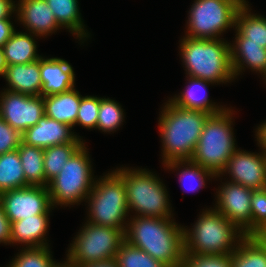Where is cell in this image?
<instances>
[{"label": "cell", "instance_id": "6da1fadb", "mask_svg": "<svg viewBox=\"0 0 266 267\" xmlns=\"http://www.w3.org/2000/svg\"><path fill=\"white\" fill-rule=\"evenodd\" d=\"M125 241L147 252L168 267L184 261L183 226L171 218L134 216L126 225Z\"/></svg>", "mask_w": 266, "mask_h": 267}, {"label": "cell", "instance_id": "7a4b0ae2", "mask_svg": "<svg viewBox=\"0 0 266 267\" xmlns=\"http://www.w3.org/2000/svg\"><path fill=\"white\" fill-rule=\"evenodd\" d=\"M211 114L188 110L165 103L159 118L163 146V164L173 161H190L205 122Z\"/></svg>", "mask_w": 266, "mask_h": 267}, {"label": "cell", "instance_id": "3957f363", "mask_svg": "<svg viewBox=\"0 0 266 267\" xmlns=\"http://www.w3.org/2000/svg\"><path fill=\"white\" fill-rule=\"evenodd\" d=\"M204 211L190 231L183 227L184 254H232L246 235L215 209Z\"/></svg>", "mask_w": 266, "mask_h": 267}, {"label": "cell", "instance_id": "277c9868", "mask_svg": "<svg viewBox=\"0 0 266 267\" xmlns=\"http://www.w3.org/2000/svg\"><path fill=\"white\" fill-rule=\"evenodd\" d=\"M182 61L187 76L211 84L226 83L235 78L230 45L221 39H196L183 37L180 42Z\"/></svg>", "mask_w": 266, "mask_h": 267}, {"label": "cell", "instance_id": "5b68a950", "mask_svg": "<svg viewBox=\"0 0 266 267\" xmlns=\"http://www.w3.org/2000/svg\"><path fill=\"white\" fill-rule=\"evenodd\" d=\"M232 111L225 108L209 116L190 160L211 171L216 177H220L237 149L231 127Z\"/></svg>", "mask_w": 266, "mask_h": 267}, {"label": "cell", "instance_id": "8992f818", "mask_svg": "<svg viewBox=\"0 0 266 267\" xmlns=\"http://www.w3.org/2000/svg\"><path fill=\"white\" fill-rule=\"evenodd\" d=\"M115 171L124 181L128 211L135 210L137 216L172 218L167 189L156 175L141 168Z\"/></svg>", "mask_w": 266, "mask_h": 267}, {"label": "cell", "instance_id": "52a82bcc", "mask_svg": "<svg viewBox=\"0 0 266 267\" xmlns=\"http://www.w3.org/2000/svg\"><path fill=\"white\" fill-rule=\"evenodd\" d=\"M89 219L96 225L125 229L128 215V202L123 178L112 171L94 182L87 196Z\"/></svg>", "mask_w": 266, "mask_h": 267}, {"label": "cell", "instance_id": "ba28073f", "mask_svg": "<svg viewBox=\"0 0 266 267\" xmlns=\"http://www.w3.org/2000/svg\"><path fill=\"white\" fill-rule=\"evenodd\" d=\"M85 143L69 158L48 184L52 207L80 204L94 186L91 161ZM80 202V203H79Z\"/></svg>", "mask_w": 266, "mask_h": 267}, {"label": "cell", "instance_id": "9c48e42d", "mask_svg": "<svg viewBox=\"0 0 266 267\" xmlns=\"http://www.w3.org/2000/svg\"><path fill=\"white\" fill-rule=\"evenodd\" d=\"M246 0H195L189 11L187 34L196 39H218L234 28L238 10Z\"/></svg>", "mask_w": 266, "mask_h": 267}, {"label": "cell", "instance_id": "30bf717a", "mask_svg": "<svg viewBox=\"0 0 266 267\" xmlns=\"http://www.w3.org/2000/svg\"><path fill=\"white\" fill-rule=\"evenodd\" d=\"M68 250L67 257L79 266L115 258L125 240V229L84 224Z\"/></svg>", "mask_w": 266, "mask_h": 267}, {"label": "cell", "instance_id": "8fae6325", "mask_svg": "<svg viewBox=\"0 0 266 267\" xmlns=\"http://www.w3.org/2000/svg\"><path fill=\"white\" fill-rule=\"evenodd\" d=\"M4 212L12 222L33 215L49 214L52 204L48 187L28 186L0 193Z\"/></svg>", "mask_w": 266, "mask_h": 267}, {"label": "cell", "instance_id": "7c38bea8", "mask_svg": "<svg viewBox=\"0 0 266 267\" xmlns=\"http://www.w3.org/2000/svg\"><path fill=\"white\" fill-rule=\"evenodd\" d=\"M45 115L44 97L5 90L0 95V117L23 133Z\"/></svg>", "mask_w": 266, "mask_h": 267}, {"label": "cell", "instance_id": "4fadbf2b", "mask_svg": "<svg viewBox=\"0 0 266 267\" xmlns=\"http://www.w3.org/2000/svg\"><path fill=\"white\" fill-rule=\"evenodd\" d=\"M252 189L226 182L217 192L215 210L237 225L246 236H251Z\"/></svg>", "mask_w": 266, "mask_h": 267}, {"label": "cell", "instance_id": "5bb4252c", "mask_svg": "<svg viewBox=\"0 0 266 267\" xmlns=\"http://www.w3.org/2000/svg\"><path fill=\"white\" fill-rule=\"evenodd\" d=\"M229 173L231 182L252 190L266 188V153L260 154L236 149L220 175Z\"/></svg>", "mask_w": 266, "mask_h": 267}, {"label": "cell", "instance_id": "9a60e30c", "mask_svg": "<svg viewBox=\"0 0 266 267\" xmlns=\"http://www.w3.org/2000/svg\"><path fill=\"white\" fill-rule=\"evenodd\" d=\"M71 129L69 125L44 115L36 125L22 133V143L43 149L67 143H84Z\"/></svg>", "mask_w": 266, "mask_h": 267}, {"label": "cell", "instance_id": "2e32d148", "mask_svg": "<svg viewBox=\"0 0 266 267\" xmlns=\"http://www.w3.org/2000/svg\"><path fill=\"white\" fill-rule=\"evenodd\" d=\"M16 6L17 19L36 37L50 35L61 27L46 0H19Z\"/></svg>", "mask_w": 266, "mask_h": 267}, {"label": "cell", "instance_id": "e0dca14e", "mask_svg": "<svg viewBox=\"0 0 266 267\" xmlns=\"http://www.w3.org/2000/svg\"><path fill=\"white\" fill-rule=\"evenodd\" d=\"M41 96L62 93L75 87L72 66L61 58H40Z\"/></svg>", "mask_w": 266, "mask_h": 267}, {"label": "cell", "instance_id": "ac0fdd59", "mask_svg": "<svg viewBox=\"0 0 266 267\" xmlns=\"http://www.w3.org/2000/svg\"><path fill=\"white\" fill-rule=\"evenodd\" d=\"M3 78L8 82L5 90L30 96L41 95L43 88L40 59L28 64L8 65Z\"/></svg>", "mask_w": 266, "mask_h": 267}, {"label": "cell", "instance_id": "d6986e66", "mask_svg": "<svg viewBox=\"0 0 266 267\" xmlns=\"http://www.w3.org/2000/svg\"><path fill=\"white\" fill-rule=\"evenodd\" d=\"M49 214L33 215L11 223V243H23L27 247H47L45 235L49 226Z\"/></svg>", "mask_w": 266, "mask_h": 267}, {"label": "cell", "instance_id": "ffe728a7", "mask_svg": "<svg viewBox=\"0 0 266 267\" xmlns=\"http://www.w3.org/2000/svg\"><path fill=\"white\" fill-rule=\"evenodd\" d=\"M44 97L45 116L73 128L76 125L82 95L75 88Z\"/></svg>", "mask_w": 266, "mask_h": 267}, {"label": "cell", "instance_id": "44dd1931", "mask_svg": "<svg viewBox=\"0 0 266 267\" xmlns=\"http://www.w3.org/2000/svg\"><path fill=\"white\" fill-rule=\"evenodd\" d=\"M248 9V3L245 2L238 10L234 43H254L260 44L261 48H266V18L251 14Z\"/></svg>", "mask_w": 266, "mask_h": 267}, {"label": "cell", "instance_id": "7402d4cb", "mask_svg": "<svg viewBox=\"0 0 266 267\" xmlns=\"http://www.w3.org/2000/svg\"><path fill=\"white\" fill-rule=\"evenodd\" d=\"M187 78L189 79V85L180 95H177L178 97L175 95V97L169 99L172 104L183 109L199 110L211 115L225 109L223 106H216L215 103L209 101L208 96L200 93L202 90H206V86L211 82L191 76Z\"/></svg>", "mask_w": 266, "mask_h": 267}, {"label": "cell", "instance_id": "603a6c76", "mask_svg": "<svg viewBox=\"0 0 266 267\" xmlns=\"http://www.w3.org/2000/svg\"><path fill=\"white\" fill-rule=\"evenodd\" d=\"M230 52L235 78L244 70V65L252 69V71H256V73L259 71V73L263 74L262 76L266 75V48H261L260 44H231Z\"/></svg>", "mask_w": 266, "mask_h": 267}, {"label": "cell", "instance_id": "cb8c5ba5", "mask_svg": "<svg viewBox=\"0 0 266 267\" xmlns=\"http://www.w3.org/2000/svg\"><path fill=\"white\" fill-rule=\"evenodd\" d=\"M29 32H14L2 47L7 65L28 64L41 58L37 54L36 41Z\"/></svg>", "mask_w": 266, "mask_h": 267}, {"label": "cell", "instance_id": "d4e9b609", "mask_svg": "<svg viewBox=\"0 0 266 267\" xmlns=\"http://www.w3.org/2000/svg\"><path fill=\"white\" fill-rule=\"evenodd\" d=\"M49 8L52 10L57 23L66 29L79 40L88 38L89 35L83 25L81 14L79 12L78 0H46Z\"/></svg>", "mask_w": 266, "mask_h": 267}, {"label": "cell", "instance_id": "484cf974", "mask_svg": "<svg viewBox=\"0 0 266 267\" xmlns=\"http://www.w3.org/2000/svg\"><path fill=\"white\" fill-rule=\"evenodd\" d=\"M18 154L22 163V168L26 182L32 186L48 187V182L45 180L44 172V149L35 146H28L20 143Z\"/></svg>", "mask_w": 266, "mask_h": 267}, {"label": "cell", "instance_id": "4316f807", "mask_svg": "<svg viewBox=\"0 0 266 267\" xmlns=\"http://www.w3.org/2000/svg\"><path fill=\"white\" fill-rule=\"evenodd\" d=\"M231 258L232 267H266V245L258 236H246Z\"/></svg>", "mask_w": 266, "mask_h": 267}, {"label": "cell", "instance_id": "83f0119b", "mask_svg": "<svg viewBox=\"0 0 266 267\" xmlns=\"http://www.w3.org/2000/svg\"><path fill=\"white\" fill-rule=\"evenodd\" d=\"M28 186L18 150L0 154V193Z\"/></svg>", "mask_w": 266, "mask_h": 267}, {"label": "cell", "instance_id": "f1b7e54d", "mask_svg": "<svg viewBox=\"0 0 266 267\" xmlns=\"http://www.w3.org/2000/svg\"><path fill=\"white\" fill-rule=\"evenodd\" d=\"M84 143H67L44 148L45 180L49 183L62 170L64 164Z\"/></svg>", "mask_w": 266, "mask_h": 267}, {"label": "cell", "instance_id": "f546056e", "mask_svg": "<svg viewBox=\"0 0 266 267\" xmlns=\"http://www.w3.org/2000/svg\"><path fill=\"white\" fill-rule=\"evenodd\" d=\"M185 167H184V166ZM187 165V166H186ZM167 167V169H173L176 168L179 169L183 167L184 169L181 170L179 176H180V182L182 187H184V183L188 184L184 188L188 191H197L201 187H205V181L206 178L208 179L215 178L216 176L209 170L205 169L204 167L197 165L191 161H173L169 162L168 164L164 165ZM186 181V182H185ZM188 182V183H187ZM196 182V183H195Z\"/></svg>", "mask_w": 266, "mask_h": 267}, {"label": "cell", "instance_id": "4dcf8cb0", "mask_svg": "<svg viewBox=\"0 0 266 267\" xmlns=\"http://www.w3.org/2000/svg\"><path fill=\"white\" fill-rule=\"evenodd\" d=\"M115 260L119 267H168L125 240L120 245Z\"/></svg>", "mask_w": 266, "mask_h": 267}, {"label": "cell", "instance_id": "1f68e13d", "mask_svg": "<svg viewBox=\"0 0 266 267\" xmlns=\"http://www.w3.org/2000/svg\"><path fill=\"white\" fill-rule=\"evenodd\" d=\"M120 104L109 98H101L96 129L112 132L121 126L124 113Z\"/></svg>", "mask_w": 266, "mask_h": 267}, {"label": "cell", "instance_id": "d6a6232c", "mask_svg": "<svg viewBox=\"0 0 266 267\" xmlns=\"http://www.w3.org/2000/svg\"><path fill=\"white\" fill-rule=\"evenodd\" d=\"M47 247H24L8 267H52L55 261Z\"/></svg>", "mask_w": 266, "mask_h": 267}, {"label": "cell", "instance_id": "836d02e7", "mask_svg": "<svg viewBox=\"0 0 266 267\" xmlns=\"http://www.w3.org/2000/svg\"><path fill=\"white\" fill-rule=\"evenodd\" d=\"M266 230V188L253 190L251 197V236Z\"/></svg>", "mask_w": 266, "mask_h": 267}, {"label": "cell", "instance_id": "e575fe53", "mask_svg": "<svg viewBox=\"0 0 266 267\" xmlns=\"http://www.w3.org/2000/svg\"><path fill=\"white\" fill-rule=\"evenodd\" d=\"M100 99L101 98L94 96H84L81 98L76 124L86 129H96Z\"/></svg>", "mask_w": 266, "mask_h": 267}, {"label": "cell", "instance_id": "d590c367", "mask_svg": "<svg viewBox=\"0 0 266 267\" xmlns=\"http://www.w3.org/2000/svg\"><path fill=\"white\" fill-rule=\"evenodd\" d=\"M180 267H232L231 254L185 255Z\"/></svg>", "mask_w": 266, "mask_h": 267}, {"label": "cell", "instance_id": "8d00e7d4", "mask_svg": "<svg viewBox=\"0 0 266 267\" xmlns=\"http://www.w3.org/2000/svg\"><path fill=\"white\" fill-rule=\"evenodd\" d=\"M22 133L0 117V154L18 149Z\"/></svg>", "mask_w": 266, "mask_h": 267}, {"label": "cell", "instance_id": "74e56055", "mask_svg": "<svg viewBox=\"0 0 266 267\" xmlns=\"http://www.w3.org/2000/svg\"><path fill=\"white\" fill-rule=\"evenodd\" d=\"M0 243L11 244V221L4 212L0 201Z\"/></svg>", "mask_w": 266, "mask_h": 267}, {"label": "cell", "instance_id": "f35d334b", "mask_svg": "<svg viewBox=\"0 0 266 267\" xmlns=\"http://www.w3.org/2000/svg\"><path fill=\"white\" fill-rule=\"evenodd\" d=\"M14 32L15 28L10 19L0 20V48H2L7 43Z\"/></svg>", "mask_w": 266, "mask_h": 267}, {"label": "cell", "instance_id": "ab89813d", "mask_svg": "<svg viewBox=\"0 0 266 267\" xmlns=\"http://www.w3.org/2000/svg\"><path fill=\"white\" fill-rule=\"evenodd\" d=\"M16 7L12 0H0V20L10 19L12 13L16 11Z\"/></svg>", "mask_w": 266, "mask_h": 267}, {"label": "cell", "instance_id": "60d3db41", "mask_svg": "<svg viewBox=\"0 0 266 267\" xmlns=\"http://www.w3.org/2000/svg\"><path fill=\"white\" fill-rule=\"evenodd\" d=\"M257 134H256V138L258 141V144L261 146L262 150L266 153V122L264 121V123L260 126H258L257 130H256Z\"/></svg>", "mask_w": 266, "mask_h": 267}, {"label": "cell", "instance_id": "b9f144b4", "mask_svg": "<svg viewBox=\"0 0 266 267\" xmlns=\"http://www.w3.org/2000/svg\"><path fill=\"white\" fill-rule=\"evenodd\" d=\"M80 267H119L115 258H111L108 260H102L100 262H92L86 265H82Z\"/></svg>", "mask_w": 266, "mask_h": 267}, {"label": "cell", "instance_id": "7bdbcfd3", "mask_svg": "<svg viewBox=\"0 0 266 267\" xmlns=\"http://www.w3.org/2000/svg\"><path fill=\"white\" fill-rule=\"evenodd\" d=\"M7 66L3 49L0 48V76H4Z\"/></svg>", "mask_w": 266, "mask_h": 267}, {"label": "cell", "instance_id": "ee69618b", "mask_svg": "<svg viewBox=\"0 0 266 267\" xmlns=\"http://www.w3.org/2000/svg\"><path fill=\"white\" fill-rule=\"evenodd\" d=\"M52 267H80V266L67 257L64 263L61 264L55 262Z\"/></svg>", "mask_w": 266, "mask_h": 267}, {"label": "cell", "instance_id": "f6af8a7d", "mask_svg": "<svg viewBox=\"0 0 266 267\" xmlns=\"http://www.w3.org/2000/svg\"><path fill=\"white\" fill-rule=\"evenodd\" d=\"M258 237L264 242V244L266 245V230L261 232Z\"/></svg>", "mask_w": 266, "mask_h": 267}]
</instances>
